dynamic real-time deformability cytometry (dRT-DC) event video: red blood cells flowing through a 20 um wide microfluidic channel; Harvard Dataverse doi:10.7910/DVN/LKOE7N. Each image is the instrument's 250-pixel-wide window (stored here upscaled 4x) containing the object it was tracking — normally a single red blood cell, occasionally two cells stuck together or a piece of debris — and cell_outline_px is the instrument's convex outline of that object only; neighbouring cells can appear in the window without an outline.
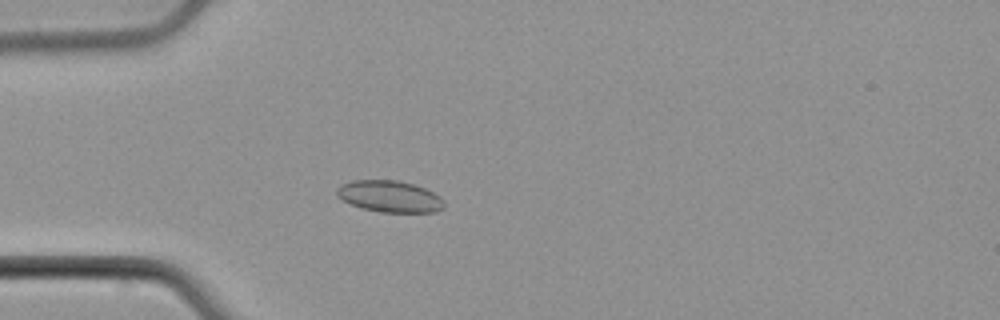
{"species": "common noctule bat (a hibernating species)", "species_latin": "Nyctalus noctula", "temperature_condition": "cold", "stored_images_in_passage": 56, "camera_frame_rate_fps": 3000, "um_per_image_px": 0.085, "animal": {"sex": "male", "body_mass_g": 21.5, "forearm_length_mm": 52.0}, "frame": {"image": 1, "passage_image": 17, "time_ms": 5.333, "image_size_px": [1000, 320], "cell_outline_px": [[444, 208], [436, 212], [380, 212], [360, 208], [336, 196], [336, 188], [340, 184], [352, 180], [396, 180], [412, 184], [424, 188], [440, 196], [444, 200]], "centroid_in_image_um": [33.1, 16.69], "position_along_channel_um": 51.9, "area_um2": 19.83}}
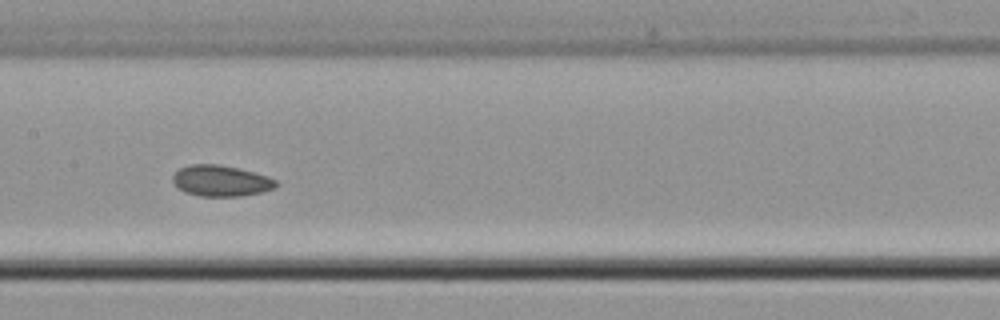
{"frame": {"image": 2, "passage_image": 29, "time_ms": 9.333, "image_size_px": [1000, 320], "cell_outline_px": [[280, 184], [276, 188], [260, 192], [240, 196], [200, 196], [184, 192], [172, 180], [172, 176], [180, 168], [192, 164], [216, 164], [236, 168], [268, 176], [276, 180]], "centroid_in_image_um": [18.8, 15.37], "position_along_channel_um": 188.6, "area_um2": 18.5}}
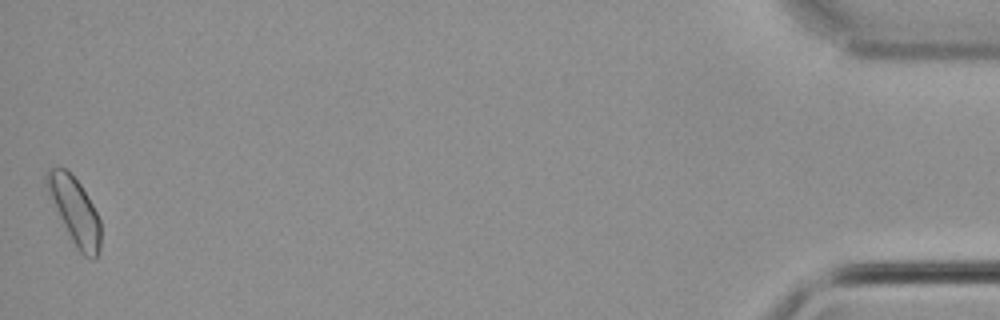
{"frame": {"image": 3, "passage_image": 56, "time_ms": 18.333, "image_size_px": [1000, 320], "cell_outline_px": [[100, 252], [96, 260], [92, 260], [84, 256], [76, 248], [44, 184], [44, 176], [48, 168], [64, 168], [80, 184], [92, 204], [100, 220]], "centroid_in_image_um": [6.36, 17.95], "position_along_channel_um": 428.8, "area_um2": 20.52}, "authors_computed_cell_mechanics": {"area_um2": 19.0162, "velocity_mm_per_s": 3.7417, "shape_relaxation_time_tau1_ms": null, "shape_relaxation_time_tau2_ms": 1.8731, "deformation_change_tau1": null, "deformation_change_tau2": 0.0536}}